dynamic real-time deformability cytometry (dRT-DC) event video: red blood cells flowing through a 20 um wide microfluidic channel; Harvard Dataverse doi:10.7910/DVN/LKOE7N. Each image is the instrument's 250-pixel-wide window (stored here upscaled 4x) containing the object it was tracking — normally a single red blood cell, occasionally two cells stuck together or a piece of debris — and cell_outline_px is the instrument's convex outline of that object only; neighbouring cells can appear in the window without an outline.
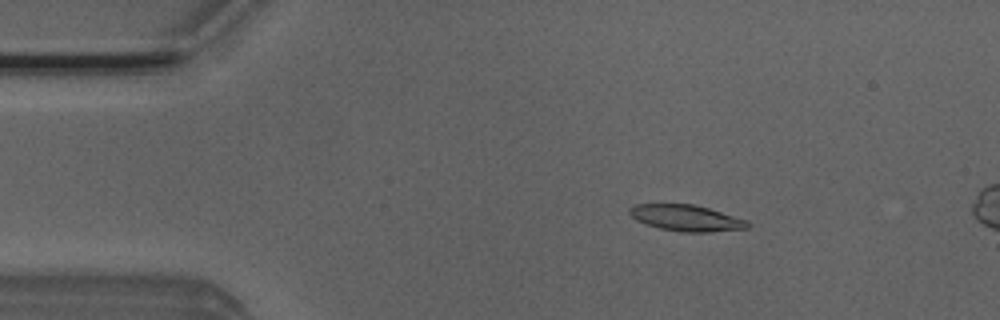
{"species": "Egyptian fruit bat (a non-hibernating species)", "species_latin": "Rousettus aegyptiacus", "temperature_condition": "room temperature", "stored_images_in_passage": 14, "camera_frame_rate_fps": 3000, "um_per_image_px": 0.085, "animal": {"sex": "male"}, "frame": {"image": 1, "passage_image": 8, "time_ms": 2.333, "image_size_px": [1000, 320], "cell_outline_px": [[752, 224], [748, 228], [712, 232], [680, 232], [660, 228], [644, 224], [636, 220], [628, 212], [628, 208], [636, 204], [692, 204], [708, 208], [748, 220]], "centroid_in_image_um": [58.34, 18.53], "position_along_channel_um": 26.7, "area_um2": 18.15}}